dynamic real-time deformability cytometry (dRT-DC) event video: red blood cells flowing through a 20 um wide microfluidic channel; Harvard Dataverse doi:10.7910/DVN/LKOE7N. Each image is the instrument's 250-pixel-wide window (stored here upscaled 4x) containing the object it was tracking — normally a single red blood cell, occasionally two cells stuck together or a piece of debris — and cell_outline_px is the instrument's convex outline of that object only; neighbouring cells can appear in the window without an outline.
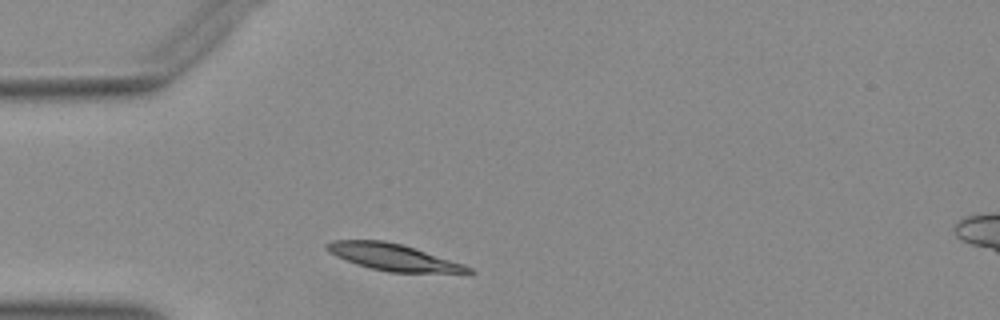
{"species": "Egyptian fruit bat (a non-hibernating species)", "species_latin": "Rousettus aegyptiacus", "temperature_condition": "warm", "stored_images_in_passage": 36, "camera_frame_rate_fps": 3000, "um_per_image_px": 0.085, "animal": {"sex": "female"}, "frame": {"image": 1, "passage_image": 3, "time_ms": 0.667, "image_size_px": [1000, 320], "cell_outline_px": [[476, 272], [388, 272], [356, 264], [336, 256], [324, 244], [332, 240], [384, 240], [400, 244], [472, 268]], "centroid_in_image_um": [33.32, 21.85], "position_along_channel_um": 51.7, "area_um2": 21.04}}
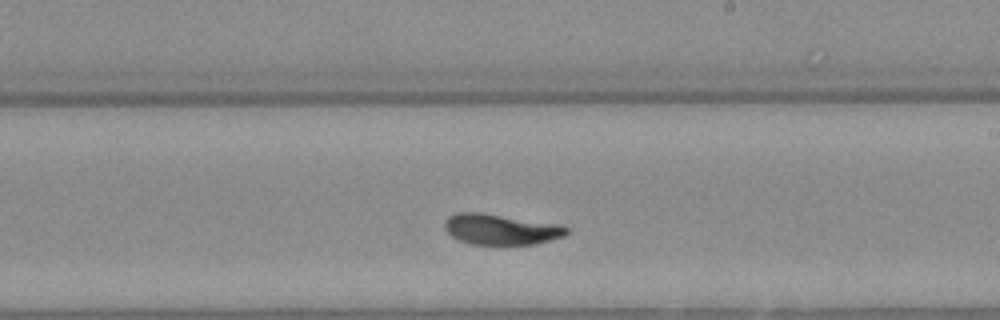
{"frame": {"image": 2, "passage_image": 19, "time_ms": 6.0, "image_size_px": [1000, 320], "cell_outline_px": [[568, 232], [564, 236], [532, 244], [472, 244], [456, 240], [444, 228], [444, 220], [448, 216], [456, 212], [484, 212], [560, 224], [568, 228]], "centroid_in_image_um": [42.52, 19.47], "position_along_channel_um": 246.5, "area_um2": 21.96}}
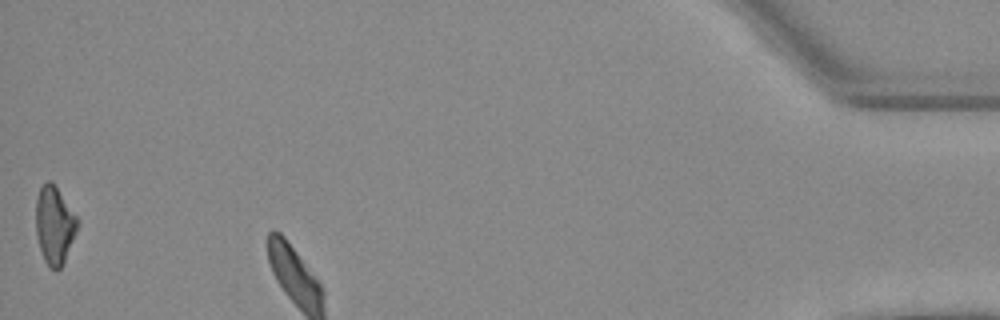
{"frame": {"image": 3, "passage_image": 36, "time_ms": 11.667, "image_size_px": [1000, 320], "cell_outline_px": [[80, 224], [64, 260], [60, 268], [56, 272], [48, 268], [44, 260], [36, 236], [36, 196], [40, 188], [48, 180], [52, 180], [80, 220]], "centroid_in_image_um": [4.64, 19.13], "position_along_channel_um": 430.6, "area_um2": 19.13}}